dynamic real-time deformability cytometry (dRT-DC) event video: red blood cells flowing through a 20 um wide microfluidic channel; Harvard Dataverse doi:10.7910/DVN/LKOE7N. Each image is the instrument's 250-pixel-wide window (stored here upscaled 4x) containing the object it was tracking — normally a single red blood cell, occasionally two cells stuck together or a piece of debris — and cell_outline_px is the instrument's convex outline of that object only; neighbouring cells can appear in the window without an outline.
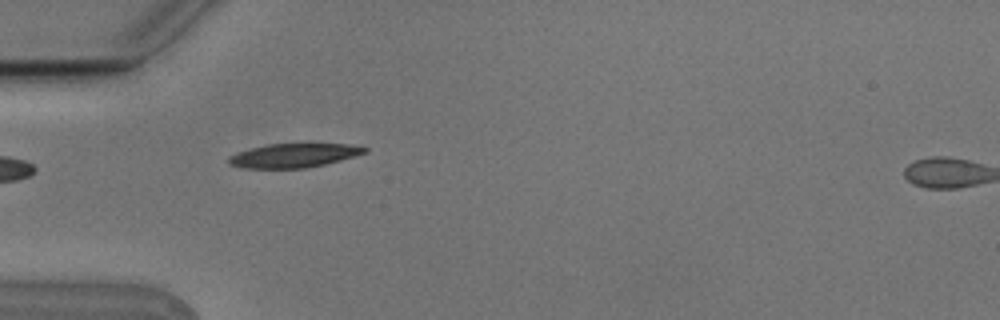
{"species": "Egyptian fruit bat (a non-hibernating species)", "species_latin": "Rousettus aegyptiacus", "temperature_condition": "cold", "stored_images_in_passage": 4, "camera_frame_rate_fps": 3000, "um_per_image_px": 0.085, "animal": {"sex": "male"}, "frame": {"image": 1, "passage_image": 1, "time_ms": 0.0, "image_size_px": [1000, 320], "cell_outline_px": [[368, 152], [340, 160], [324, 164], [304, 168], [248, 168], [228, 164], [228, 156], [252, 148], [268, 144], [348, 144], [368, 148]], "centroid_in_image_um": [24.98, 13.21], "position_along_channel_um": 60.0, "area_um2": 18.67}}
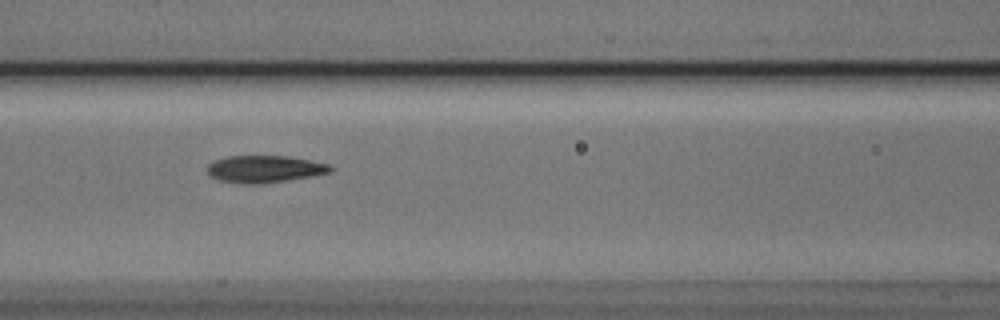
{"frame": {"image": 2, "passage_image": 3, "time_ms": 0.667, "image_size_px": [1000, 320], "cell_outline_px": [[332, 172], [264, 184], [240, 184], [216, 180], [208, 176], [208, 164], [216, 160], [228, 156], [288, 156], [328, 164], [332, 168]], "centroid_in_image_um": [22.43, 14.38], "position_along_channel_um": 144.2, "area_um2": 19.48}}
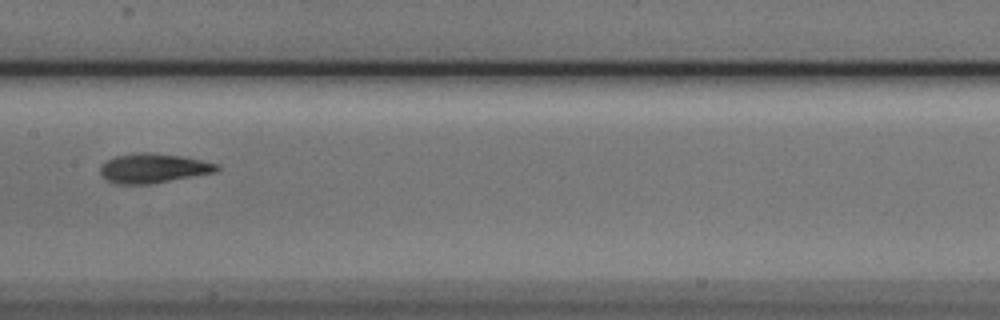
{"frame": {"image": 3, "passage_image": 4, "time_ms": 1.0, "image_size_px": [1000, 320], "cell_outline_px": [[220, 168], [216, 172], [152, 184], [116, 184], [108, 180], [100, 172], [100, 168], [108, 160], [116, 156], [136, 152], [148, 152], [184, 156], [216, 164]], "centroid_in_image_um": [13.05, 14.3], "position_along_channel_um": 194.4, "area_um2": 19.88}}